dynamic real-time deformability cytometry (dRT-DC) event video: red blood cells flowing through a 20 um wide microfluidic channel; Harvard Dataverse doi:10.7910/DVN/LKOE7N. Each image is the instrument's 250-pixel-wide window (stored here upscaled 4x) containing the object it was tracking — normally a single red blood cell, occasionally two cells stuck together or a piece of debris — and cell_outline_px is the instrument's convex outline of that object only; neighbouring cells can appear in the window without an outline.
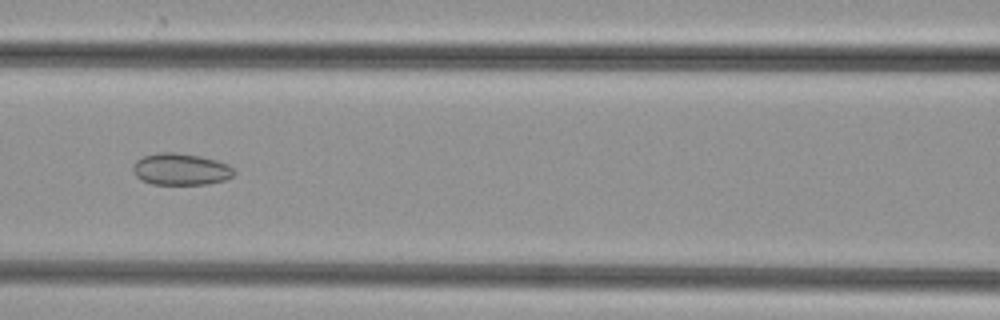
{"species": "common noctule bat (a hibernating species)", "species_latin": "Nyctalus noctula", "temperature_condition": "cold", "stored_images_in_passage": 49, "camera_frame_rate_fps": 3000, "um_per_image_px": 0.085, "animal": {"sex": "female", "body_mass_g": 29.2, "forearm_length_mm": 56.3}, "frame": {"image": 1, "passage_image": 22, "time_ms": 7.0, "image_size_px": [1000, 320], "cell_outline_px": [[236, 172], [232, 176], [224, 180], [208, 184], [152, 184], [140, 180], [132, 172], [132, 168], [136, 160], [144, 156], [160, 152], [172, 152], [200, 156], [216, 160], [228, 164]], "centroid_in_image_um": [15.34, 14.39], "position_along_channel_um": 151.3, "area_um2": 18.73}}
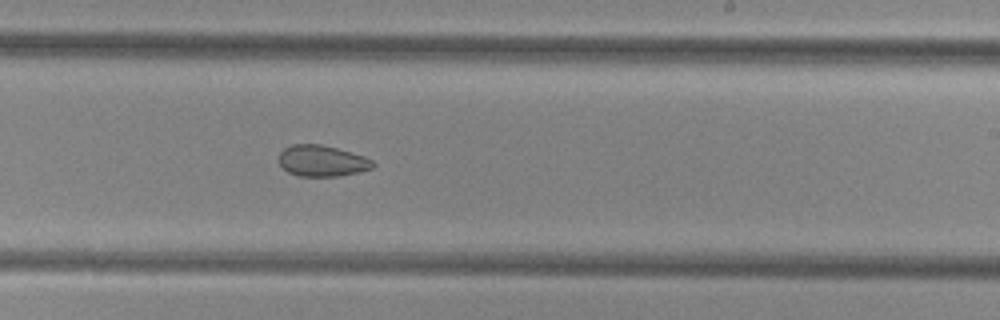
{"frame": {"image": 2, "passage_image": 30, "time_ms": 9.667, "image_size_px": [1000, 320], "cell_outline_px": [[376, 164], [372, 168], [360, 172], [340, 176], [300, 176], [288, 172], [280, 164], [280, 152], [284, 148], [292, 144], [320, 144], [336, 148], [364, 156], [372, 160]], "centroid_in_image_um": [27.39, 13.68], "position_along_channel_um": 261.6, "area_um2": 16.99}}
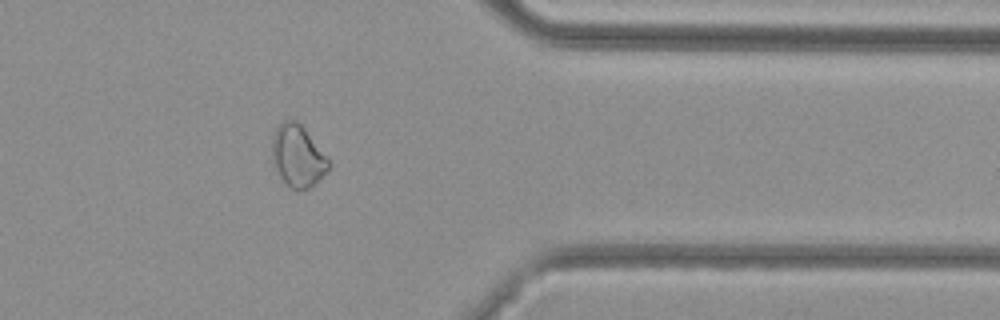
{"frame": {"image": 3, "passage_image": 40, "time_ms": 13.0, "image_size_px": [1000, 320], "cell_outline_px": [[332, 164], [328, 172], [316, 184], [308, 188], [292, 188], [272, 168], [272, 136], [276, 124], [284, 120], [296, 120], [304, 128]], "centroid_in_image_um": [25.29, 13.24], "position_along_channel_um": 386.1, "area_um2": 20.58}}